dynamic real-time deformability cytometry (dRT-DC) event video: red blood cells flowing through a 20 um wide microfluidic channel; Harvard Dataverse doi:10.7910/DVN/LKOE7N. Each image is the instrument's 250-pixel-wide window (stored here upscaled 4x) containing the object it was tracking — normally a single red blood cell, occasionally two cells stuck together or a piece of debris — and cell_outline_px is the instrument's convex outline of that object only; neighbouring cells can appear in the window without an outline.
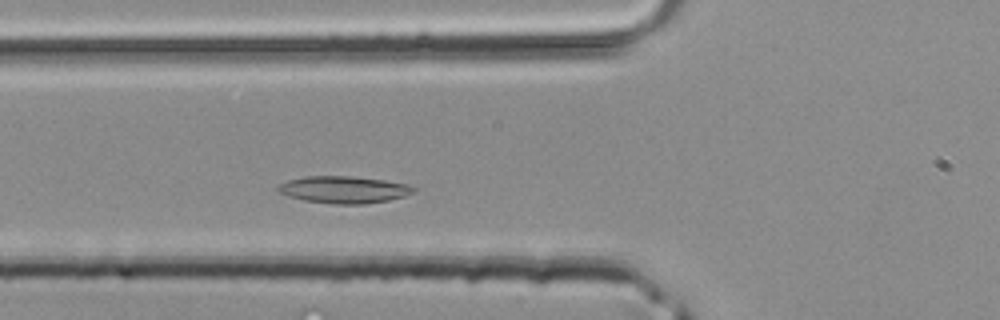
{"species": "common noctule bat (a hibernating species)", "species_latin": "Nyctalus noctula", "temperature_condition": "room temperature", "stored_images_in_passage": 35, "camera_frame_rate_fps": 3000, "um_per_image_px": 0.085, "animal": {"sex": "male", "body_mass_g": 20.4}, "frame": {"image": 1, "passage_image": 8, "time_ms": 2.333, "image_size_px": [1000, 320], "cell_outline_px": [[416, 192], [404, 196], [388, 200], [364, 204], [332, 204], [304, 200], [288, 196], [276, 192], [276, 188], [280, 184], [288, 180], [304, 176], [352, 176], [384, 180], [408, 184], [416, 188]], "centroid_in_image_um": [29.21, 16.12], "position_along_channel_um": 96.6, "area_um2": 21.5}}
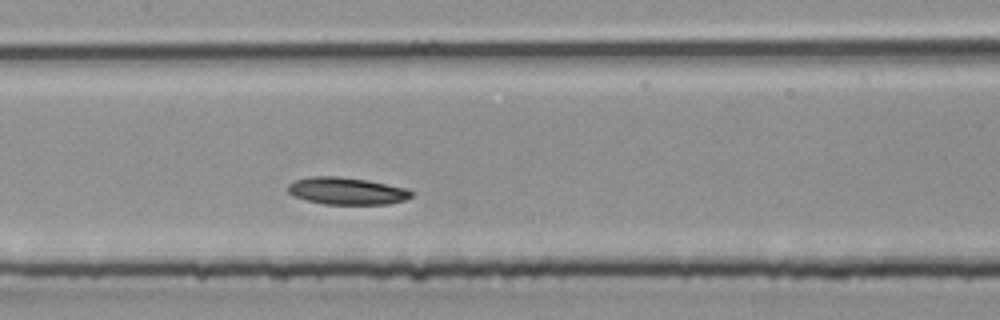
{"frame": {"image": 2, "passage_image": 13, "time_ms": 4.0, "image_size_px": [1000, 320], "cell_outline_px": [[412, 196], [404, 200], [388, 204], [324, 204], [292, 196], [288, 192], [288, 184], [296, 180], [308, 176], [336, 176], [368, 180], [408, 188], [412, 192]], "centroid_in_image_um": [29.47, 16.22], "position_along_channel_um": 177.9, "area_um2": 19.59}}
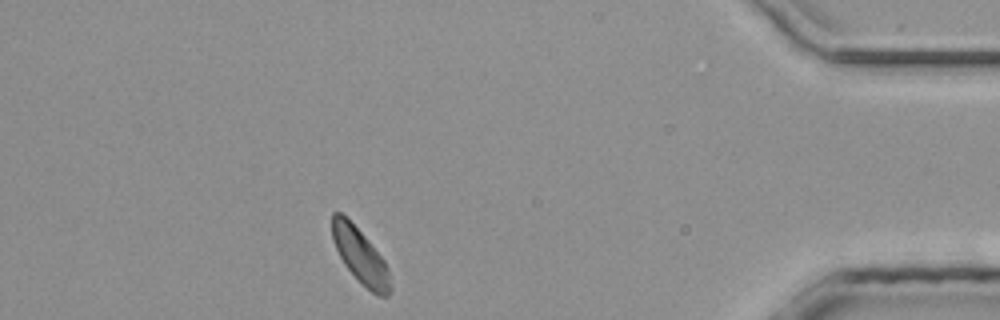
{"frame": {"image": 3, "passage_image": 30, "time_ms": 9.667, "image_size_px": [1000, 320], "cell_outline_px": [[392, 292], [388, 296], [376, 296], [344, 264], [332, 240], [332, 212], [340, 212], [368, 240], [384, 260], [388, 268], [392, 288]], "centroid_in_image_um": [30.65, 21.78], "position_along_channel_um": 404.6, "area_um2": 18.21}}